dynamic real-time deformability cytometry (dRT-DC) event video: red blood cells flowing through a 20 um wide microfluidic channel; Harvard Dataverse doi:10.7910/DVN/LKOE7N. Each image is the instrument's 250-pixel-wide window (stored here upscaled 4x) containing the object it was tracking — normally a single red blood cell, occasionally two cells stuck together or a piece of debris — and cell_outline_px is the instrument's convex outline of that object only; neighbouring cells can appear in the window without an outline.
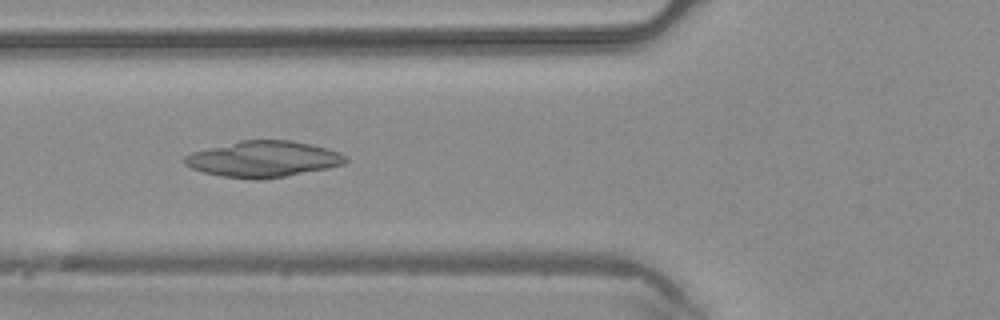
{"species": "common noctule bat (a hibernating species)", "species_latin": "Nyctalus noctula", "temperature_condition": "warm", "stored_images_in_passage": 4, "camera_frame_rate_fps": 3000, "um_per_image_px": 0.085, "animal": {"sex": "male", "body_mass_g": 20.4}, "frame": {"image": 1, "passage_image": 4, "time_ms": 1.0, "image_size_px": [1000, 320], "cell_outline_px": [[348, 160], [344, 164], [328, 168], [284, 176], [260, 180], [252, 180], [220, 176], [204, 172], [192, 168], [184, 164], [184, 156], [192, 152], [240, 140], [292, 140], [328, 148], [340, 152], [348, 156]], "centroid_in_image_um": [22.4, 13.52], "position_along_channel_um": 103.4, "area_um2": 33.93}}